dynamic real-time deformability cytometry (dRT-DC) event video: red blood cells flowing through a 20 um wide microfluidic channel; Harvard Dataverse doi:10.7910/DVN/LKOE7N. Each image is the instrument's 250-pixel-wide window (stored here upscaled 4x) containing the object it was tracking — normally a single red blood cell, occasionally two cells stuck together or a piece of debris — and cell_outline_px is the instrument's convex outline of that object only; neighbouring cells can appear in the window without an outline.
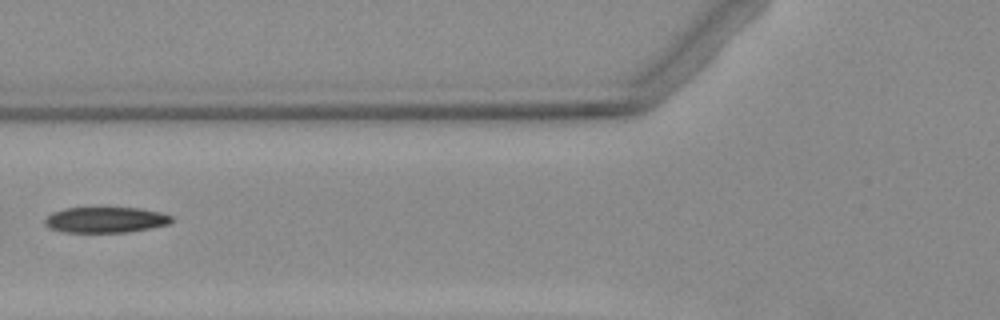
{"species": "Egyptian fruit bat (a non-hibernating species)", "species_latin": "Rousettus aegyptiacus", "temperature_condition": "warm", "stored_images_in_passage": 2, "camera_frame_rate_fps": 3000, "um_per_image_px": 0.085, "animal": {"sex": "female"}, "frame": {"image": 1, "passage_image": 2, "time_ms": 1.0, "image_size_px": [1000, 320], "cell_outline_px": [[172, 220], [168, 224], [128, 232], [64, 232], [48, 228], [44, 224], [44, 220], [52, 212], [64, 208], [140, 208], [160, 212], [172, 216]], "centroid_in_image_um": [8.93, 18.68], "position_along_channel_um": 116.9, "area_um2": 18.9}}